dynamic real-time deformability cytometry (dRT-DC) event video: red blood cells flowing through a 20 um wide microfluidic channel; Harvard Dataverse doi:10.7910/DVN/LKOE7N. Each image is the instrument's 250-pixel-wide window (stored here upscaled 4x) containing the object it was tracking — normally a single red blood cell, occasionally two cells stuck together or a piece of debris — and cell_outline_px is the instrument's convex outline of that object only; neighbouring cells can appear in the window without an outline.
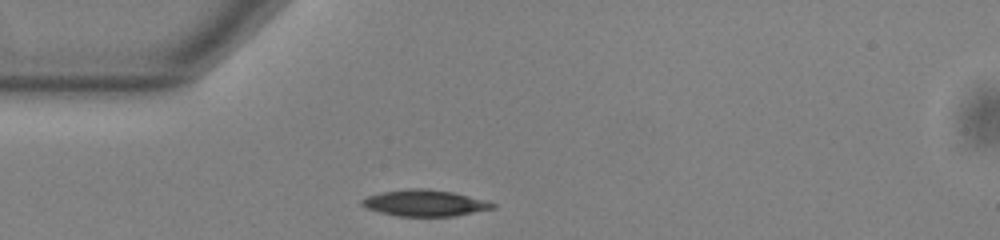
{"species": "common noctule bat (a hibernating species)", "species_latin": "Nyctalus noctula", "temperature_condition": "warm", "stored_images_in_passage": 39, "camera_frame_rate_fps": 3000, "um_per_image_px": 0.085, "animal": {"sex": "male", "body_mass_g": 13.0, "forearm_length_mm": 53.1}, "frame": {"image": 1, "passage_image": 1, "time_ms": 0.0, "image_size_px": [1000, 240], "cell_outline_px": [[496, 208], [452, 216], [396, 216], [364, 208], [360, 204], [360, 200], [368, 196], [380, 192], [408, 188], [428, 188], [452, 192], [484, 200], [496, 204]], "centroid_in_image_um": [36.05, 17.25], "position_along_channel_um": 49.0, "area_um2": 20.11}}
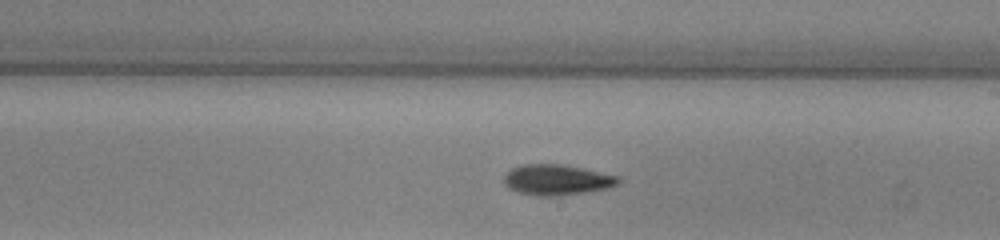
{"frame": {"image": 2, "passage_image": 17, "time_ms": 5.333, "image_size_px": [1000, 240], "cell_outline_px": [[620, 184], [608, 188], [584, 192], [556, 196], [536, 196], [520, 192], [508, 188], [504, 184], [504, 176], [512, 168], [524, 164], [560, 164], [620, 176]], "centroid_in_image_um": [47.34, 15.29], "position_along_channel_um": 241.7, "area_um2": 20.23}}
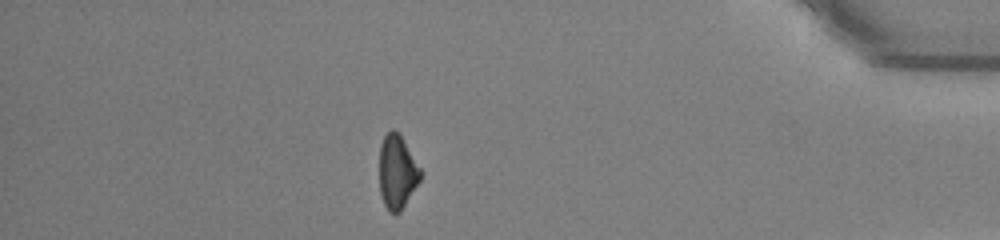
{"frame": {"image": 3, "passage_image": 33, "time_ms": 10.667, "image_size_px": [1000, 240], "cell_outline_px": [[424, 172], [420, 180], [400, 212], [388, 212], [384, 204], [380, 192], [380, 144], [384, 136], [392, 128], [400, 136]], "centroid_in_image_um": [33.77, 14.63], "position_along_channel_um": 401.4, "area_um2": 17.51}, "authors_computed_cell_mechanics": {"area_um2": 19.652, "velocity_mm_per_s": 3.8435, "shape_relaxation_time_tau1_ms": 4.1921, "shape_relaxation_time_tau2_ms": null, "deformation_change_tau1": 0.1395, "deformation_change_tau2": null}}